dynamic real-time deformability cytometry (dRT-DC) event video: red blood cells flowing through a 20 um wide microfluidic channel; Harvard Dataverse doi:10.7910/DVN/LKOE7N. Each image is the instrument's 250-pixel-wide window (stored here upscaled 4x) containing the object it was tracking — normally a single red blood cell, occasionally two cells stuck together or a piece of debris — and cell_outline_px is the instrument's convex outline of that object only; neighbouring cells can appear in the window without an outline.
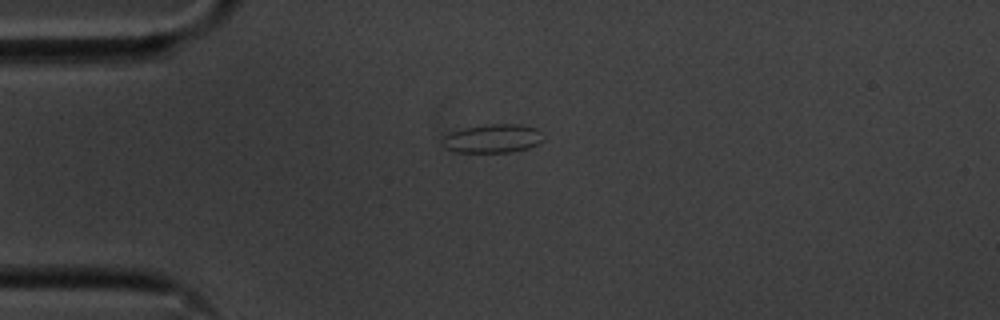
{"species": "common noctule bat (a hibernating species)", "species_latin": "Nyctalus noctula", "temperature_condition": "cold", "stored_images_in_passage": 43, "camera_frame_rate_fps": 3000, "um_per_image_px": 0.085, "animal": {"sex": "male", "body_mass_g": 20.1, "forearm_length_mm": 53.5}, "frame": {"image": 1, "passage_image": 1, "time_ms": 0.0, "image_size_px": [1000, 320], "cell_outline_px": [[544, 140], [528, 148], [508, 152], [452, 152], [444, 148], [440, 144], [440, 140], [444, 136], [452, 132], [464, 128], [492, 124], [520, 124], [536, 128]], "centroid_in_image_um": [41.81, 11.78], "position_along_channel_um": 43.2, "area_um2": 16.82}}
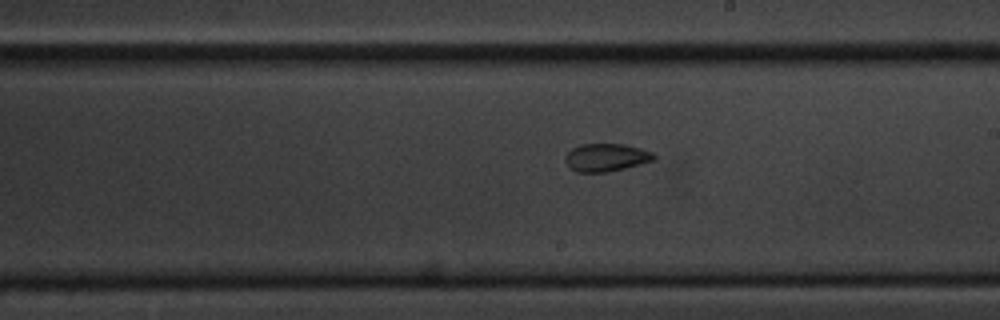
{"frame": {"image": 2, "passage_image": 19, "time_ms": 6.0, "image_size_px": [1000, 320], "cell_outline_px": [[656, 160], [624, 168], [604, 172], [576, 172], [568, 168], [564, 160], [564, 156], [572, 148], [580, 144], [624, 144], [640, 148], [652, 152], [656, 156]], "centroid_in_image_um": [51.49, 13.38], "position_along_channel_um": 237.5, "area_um2": 14.51}}
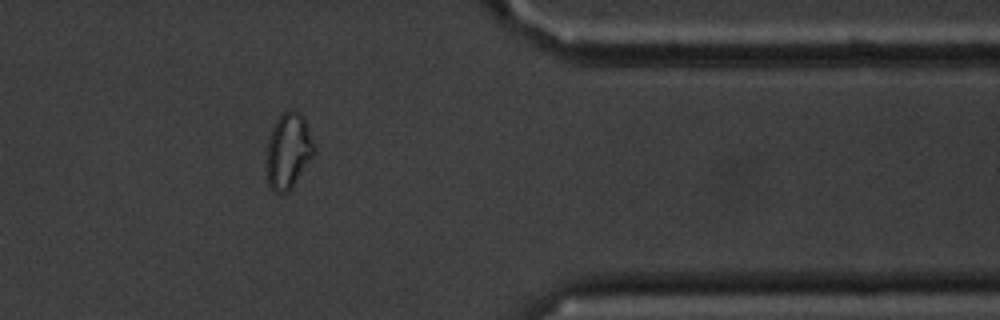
{"frame": {"image": 3, "passage_image": 33, "time_ms": 10.667, "image_size_px": [1000, 320], "cell_outline_px": [[316, 152], [292, 188], [288, 192], [272, 192], [268, 184], [268, 140], [272, 128], [276, 120], [288, 108], [292, 108], [300, 112], [304, 116], [316, 148]], "centroid_in_image_um": [24.55, 12.8], "position_along_channel_um": 386.9, "area_um2": 21.04}, "authors_computed_cell_mechanics": {"area_um2": 15.2014, "velocity_mm_per_s": 3.5601, "shape_relaxation_time_tau1_ms": null, "shape_relaxation_time_tau2_ms": 1.8821, "deformation_change_tau1": null, "deformation_change_tau2": 0.07}}